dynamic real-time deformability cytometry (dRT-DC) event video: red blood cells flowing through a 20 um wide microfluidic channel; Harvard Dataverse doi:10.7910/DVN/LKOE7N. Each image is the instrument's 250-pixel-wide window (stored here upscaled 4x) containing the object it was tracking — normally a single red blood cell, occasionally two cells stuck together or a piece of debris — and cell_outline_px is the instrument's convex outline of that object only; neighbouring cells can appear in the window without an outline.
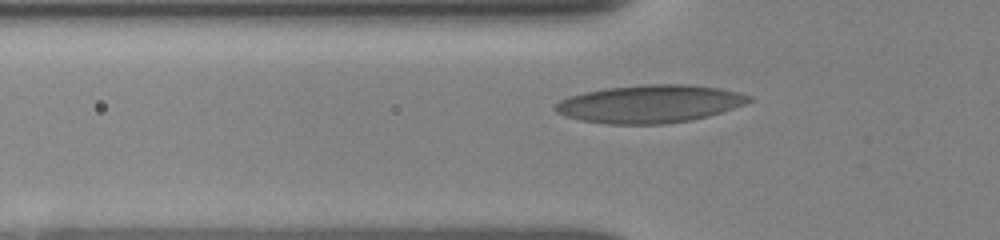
{"species": "human", "species_latin": "Homo sapiens", "temperature_condition": "room temperature", "stored_images_in_passage": 70, "camera_frame_rate_fps": 3000, "um_per_image_px": 0.085, "donor": {"sex": "female"}, "frame": {"image": 1, "passage_image": 4, "time_ms": 1.333, "image_size_px": [1000, 240], "cell_outline_px": [[752, 100], [744, 104], [708, 116], [692, 120], [664, 124], [608, 124], [580, 120], [556, 112], [552, 108], [560, 100], [568, 96], [584, 92], [608, 88], [644, 84], [688, 84], [720, 88], [752, 96]], "centroid_in_image_um": [55.22, 8.83], "position_along_channel_um": 70.6, "area_um2": 42.6}}
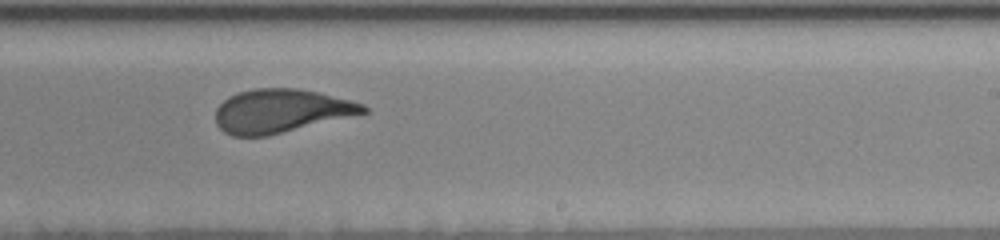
{"frame": {"image": 2, "passage_image": 27, "time_ms": 6.333, "image_size_px": [1000, 240], "cell_outline_px": [[368, 112], [268, 136], [232, 136], [224, 132], [216, 124], [216, 108], [228, 96], [240, 92], [256, 88], [300, 88], [364, 104], [368, 108]], "centroid_in_image_um": [23.85, 9.43], "position_along_channel_um": 265.2, "area_um2": 37.28}}
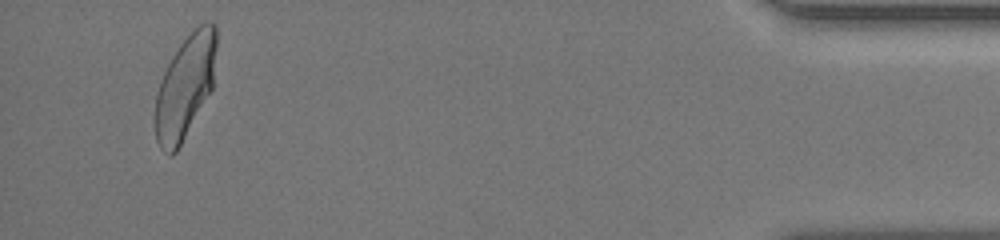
{"frame": {"image": 3, "passage_image": 67, "time_ms": 12.0, "image_size_px": [1000, 240], "cell_outline_px": [[216, 48], [212, 88], [176, 152], [172, 156], [168, 156], [160, 148], [156, 140], [156, 96], [160, 80], [172, 56], [180, 44], [200, 24], [208, 20], [212, 20], [216, 24]], "centroid_in_image_um": [15.74, 7.36], "position_along_channel_um": 419.5, "area_um2": 36.36}}